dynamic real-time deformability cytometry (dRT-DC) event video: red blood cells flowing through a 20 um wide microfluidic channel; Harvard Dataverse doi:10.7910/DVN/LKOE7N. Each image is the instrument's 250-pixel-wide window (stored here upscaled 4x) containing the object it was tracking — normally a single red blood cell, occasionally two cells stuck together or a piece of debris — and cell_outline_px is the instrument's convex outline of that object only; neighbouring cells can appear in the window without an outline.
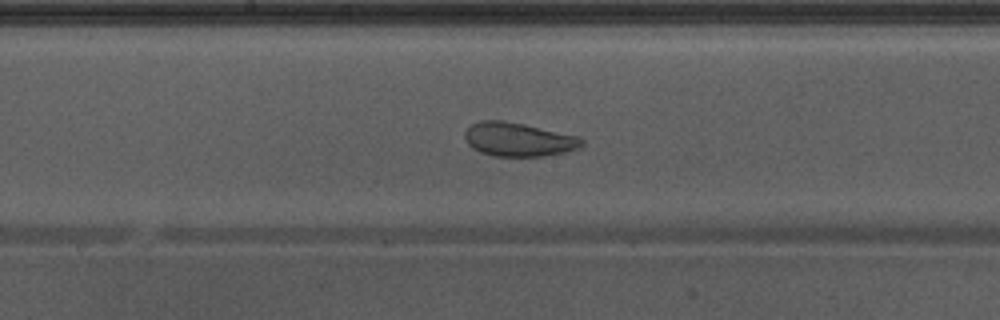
{"species": "Egyptian fruit bat (a non-hibernating species)", "species_latin": "Rousettus aegyptiacus", "temperature_condition": "warm", "stored_images_in_passage": 46, "camera_frame_rate_fps": 3000, "um_per_image_px": 0.085, "animal": {"sex": "male"}, "frame": {"image": 1, "passage_image": 27, "time_ms": 8.667, "image_size_px": [1000, 320], "cell_outline_px": [[584, 144], [576, 148], [564, 152], [544, 156], [492, 156], [480, 152], [472, 148], [468, 144], [464, 136], [464, 132], [472, 124], [480, 120], [500, 120], [524, 124], [576, 136], [584, 140]], "centroid_in_image_um": [44.01, 11.85], "position_along_channel_um": 204.2, "area_um2": 22.83}, "authors_computed_cell_mechanics": {"area_um2": 26.7036, "velocity_mm_per_s": 3.9129, "shape_relaxation_time_tau1_ms": null, "shape_relaxation_time_tau2_ms": 1.4226, "deformation_change_tau1": null, "deformation_change_tau2": 0.0681}}